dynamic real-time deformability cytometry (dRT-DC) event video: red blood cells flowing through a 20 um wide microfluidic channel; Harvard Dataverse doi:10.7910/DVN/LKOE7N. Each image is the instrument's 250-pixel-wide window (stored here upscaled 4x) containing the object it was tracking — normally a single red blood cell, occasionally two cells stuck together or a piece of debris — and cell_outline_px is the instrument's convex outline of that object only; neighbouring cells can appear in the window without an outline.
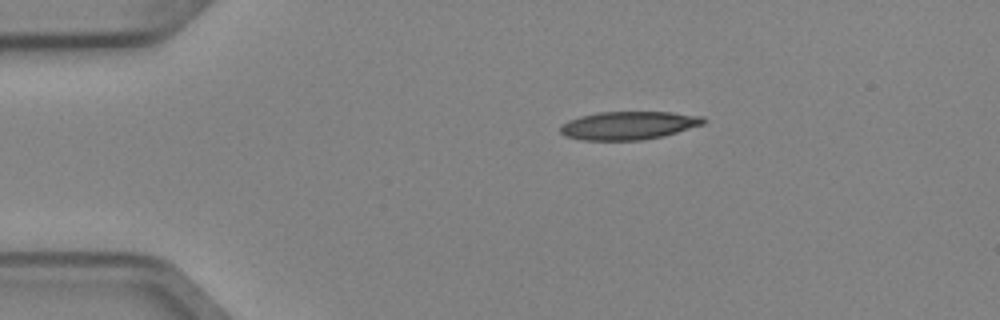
{"species": "Egyptian fruit bat (a non-hibernating species)", "species_latin": "Rousettus aegyptiacus", "temperature_condition": "cold", "stored_images_in_passage": 2, "camera_frame_rate_fps": 3000, "um_per_image_px": 0.085, "animal": {"sex": "female"}, "frame": {"image": 1, "passage_image": 1, "time_ms": 0.0, "image_size_px": [1000, 320], "cell_outline_px": [[708, 120], [704, 124], [664, 136], [640, 140], [580, 140], [564, 136], [560, 132], [560, 128], [568, 120], [580, 116], [600, 112], [672, 112], [704, 116]], "centroid_in_image_um": [53.46, 10.66], "position_along_channel_um": 31.5, "area_um2": 23.64}}